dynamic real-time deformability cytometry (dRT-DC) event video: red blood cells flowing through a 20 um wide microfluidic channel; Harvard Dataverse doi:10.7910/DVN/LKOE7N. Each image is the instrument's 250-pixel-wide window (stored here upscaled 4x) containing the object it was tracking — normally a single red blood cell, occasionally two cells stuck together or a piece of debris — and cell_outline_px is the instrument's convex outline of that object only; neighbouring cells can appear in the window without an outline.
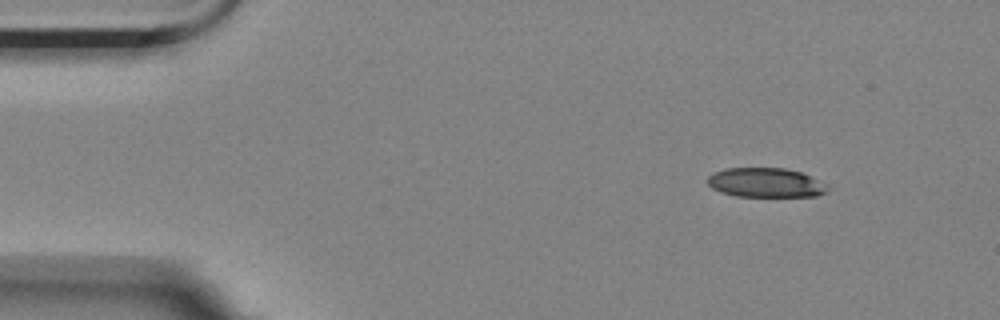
{"species": "Egyptian fruit bat (a non-hibernating species)", "species_latin": "Rousettus aegyptiacus", "temperature_condition": "room temperature", "stored_images_in_passage": 3, "camera_frame_rate_fps": 3000, "um_per_image_px": 0.085, "animal": {"sex": "female"}, "frame": {"image": 1, "passage_image": 1, "time_ms": 0.0, "image_size_px": [1000, 320], "cell_outline_px": [[832, 188], [828, 192], [816, 196], [736, 196], [720, 192], [712, 188], [708, 184], [708, 176], [712, 172], [728, 168], [784, 168], [800, 172], [828, 184]], "centroid_in_image_um": [65.11, 15.53], "position_along_channel_um": 19.9, "area_um2": 20.69}}
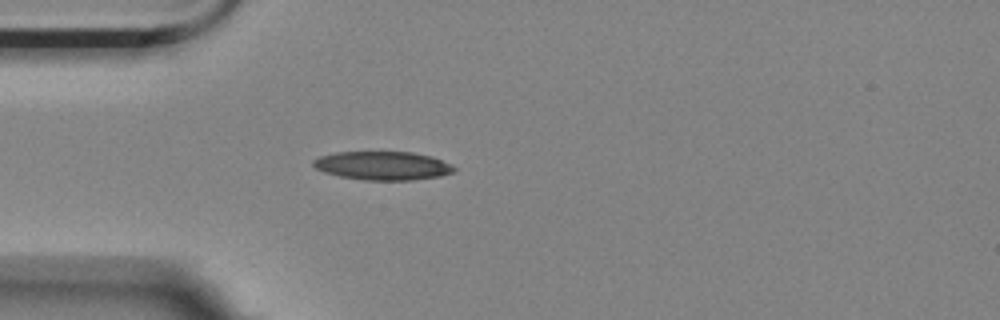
{"frame": {"image": 2, "passage_image": 3, "time_ms": 0.667, "image_size_px": [1000, 320], "cell_outline_px": [[456, 172], [440, 176], [412, 180], [364, 180], [340, 176], [324, 172], [316, 168], [312, 164], [312, 160], [320, 156], [336, 152], [412, 152], [432, 156], [452, 164], [456, 168]], "centroid_in_image_um": [32.56, 14.08], "position_along_channel_um": 52.4, "area_um2": 23.58}}